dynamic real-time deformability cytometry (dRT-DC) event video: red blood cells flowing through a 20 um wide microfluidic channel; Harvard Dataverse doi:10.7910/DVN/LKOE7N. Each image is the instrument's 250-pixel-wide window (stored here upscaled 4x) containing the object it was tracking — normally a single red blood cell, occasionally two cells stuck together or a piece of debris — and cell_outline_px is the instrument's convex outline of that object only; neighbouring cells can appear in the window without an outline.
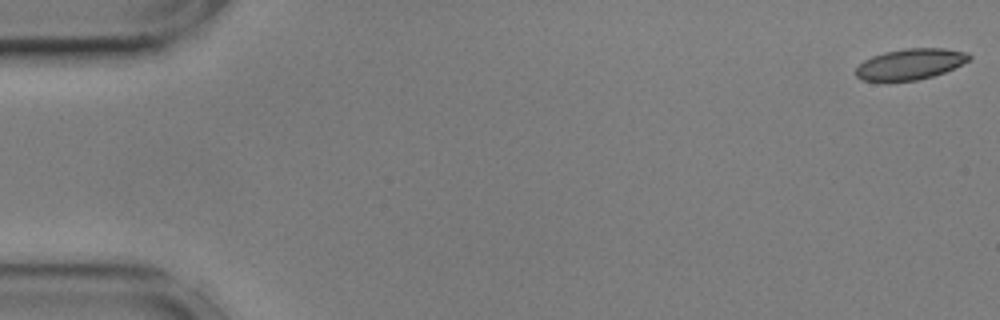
{"species": "common noctule bat (a hibernating species)", "species_latin": "Nyctalus noctula", "temperature_condition": "cold", "stored_images_in_passage": 31, "camera_frame_rate_fps": 3000, "um_per_image_px": 0.085, "animal": {"sex": "male", "body_mass_g": 17.9, "forearm_length_mm": 54.2}, "frame": {"image": 1, "passage_image": 1, "time_ms": 0.0, "image_size_px": [1000, 320], "cell_outline_px": [[972, 56], [968, 60], [944, 72], [932, 76], [916, 80], [888, 84], [884, 84], [860, 80], [856, 76], [856, 68], [864, 60], [872, 56], [884, 52], [904, 48], [944, 48], [968, 52]], "centroid_in_image_um": [77.28, 5.49], "position_along_channel_um": 7.7, "area_um2": 20.98}}
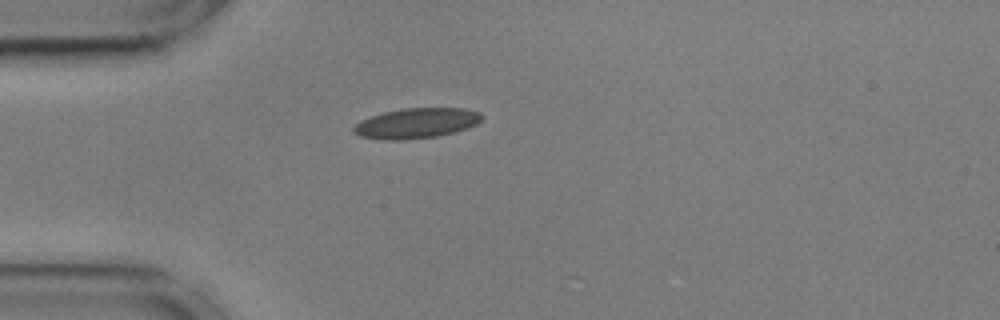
{"frame": {"image": 2, "passage_image": 15, "time_ms": 4.667, "image_size_px": [1000, 320], "cell_outline_px": [[484, 116], [476, 124], [468, 128], [456, 132], [436, 136], [404, 140], [384, 140], [360, 136], [352, 132], [352, 128], [360, 120], [384, 112], [404, 108], [464, 108], [480, 112]], "centroid_in_image_um": [35.39, 10.47], "position_along_channel_um": 49.6, "area_um2": 22.66}}